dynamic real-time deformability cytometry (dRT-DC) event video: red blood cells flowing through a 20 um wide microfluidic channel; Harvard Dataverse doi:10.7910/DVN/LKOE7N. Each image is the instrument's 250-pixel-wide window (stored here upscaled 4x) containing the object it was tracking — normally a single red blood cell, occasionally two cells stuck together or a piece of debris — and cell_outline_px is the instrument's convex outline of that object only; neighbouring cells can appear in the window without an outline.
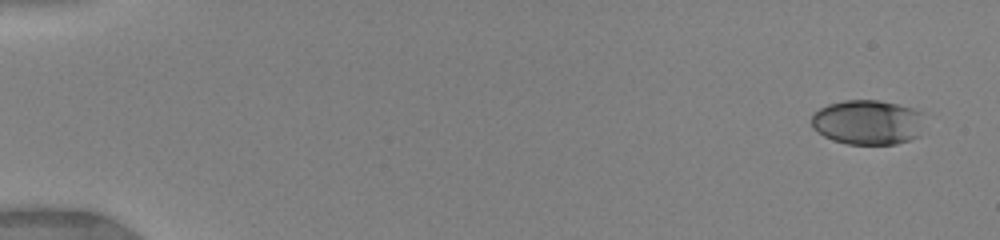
{"species": "human", "species_latin": "Homo sapiens", "temperature_condition": "warm", "stored_images_in_passage": 20, "camera_frame_rate_fps": 3000, "um_per_image_px": 0.085, "donor": {"sex": "female"}, "frame": {"image": 1, "passage_image": 1, "time_ms": 0.0, "image_size_px": [1000, 240], "cell_outline_px": [[924, 112], [920, 136], [896, 144], [848, 144], [832, 140], [816, 132], [812, 128], [812, 116], [820, 108], [828, 104], [844, 100], [880, 100], [912, 108]], "centroid_in_image_um": [73.76, 10.39], "position_along_channel_um": 11.2, "area_um2": 29.71}}
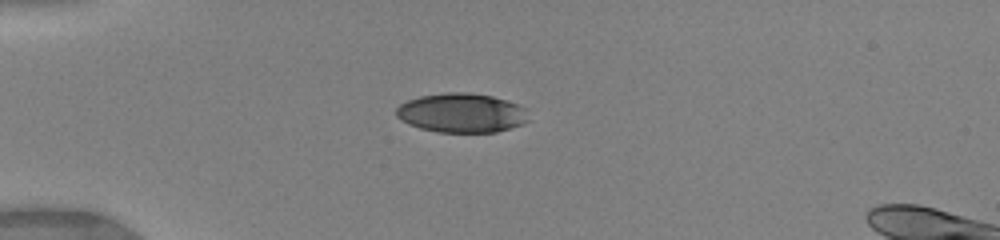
{"frame": {"image": 2, "passage_image": 9, "time_ms": 4.0, "image_size_px": [1000, 240], "cell_outline_px": [[528, 120], [512, 128], [496, 132], [440, 132], [420, 128], [408, 124], [400, 120], [396, 116], [396, 108], [400, 104], [408, 100], [420, 96], [448, 92], [468, 92], [492, 96], [508, 100], [528, 108]], "centroid_in_image_um": [39.25, 9.59], "position_along_channel_um": 45.7, "area_um2": 30.52}}